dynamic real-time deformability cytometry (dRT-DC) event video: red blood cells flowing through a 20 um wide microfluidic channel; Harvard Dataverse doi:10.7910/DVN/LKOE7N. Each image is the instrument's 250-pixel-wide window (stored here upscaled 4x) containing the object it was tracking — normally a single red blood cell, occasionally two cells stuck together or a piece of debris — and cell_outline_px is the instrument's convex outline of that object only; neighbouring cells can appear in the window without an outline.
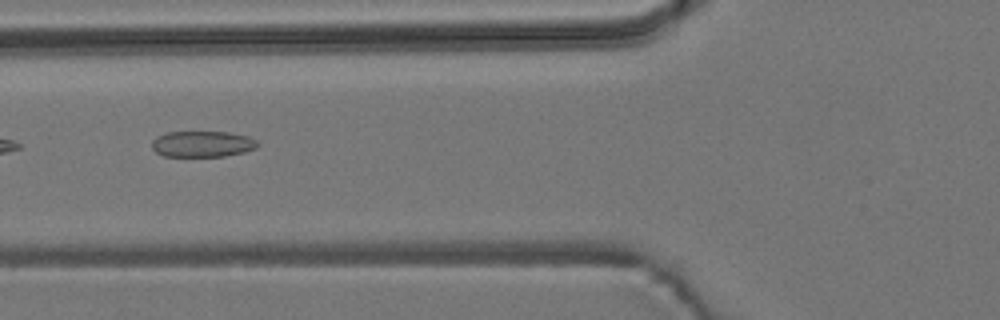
{"species": "common noctule bat (a hibernating species)", "species_latin": "Nyctalus noctula", "temperature_condition": "room temperature", "stored_images_in_passage": 7, "camera_frame_rate_fps": 3000, "um_per_image_px": 0.085, "animal": {"sex": "male", "body_mass_g": 19.2, "forearm_length_mm": 51.8}, "frame": {"image": 1, "passage_image": 5, "time_ms": 5.667, "image_size_px": [1000, 320], "cell_outline_px": [[260, 144], [256, 148], [244, 152], [224, 156], [164, 156], [156, 152], [152, 148], [152, 140], [156, 136], [168, 132], [228, 132], [248, 136], [256, 140]], "centroid_in_image_um": [17.21, 12.24], "position_along_channel_um": 108.6, "area_um2": 16.07}}
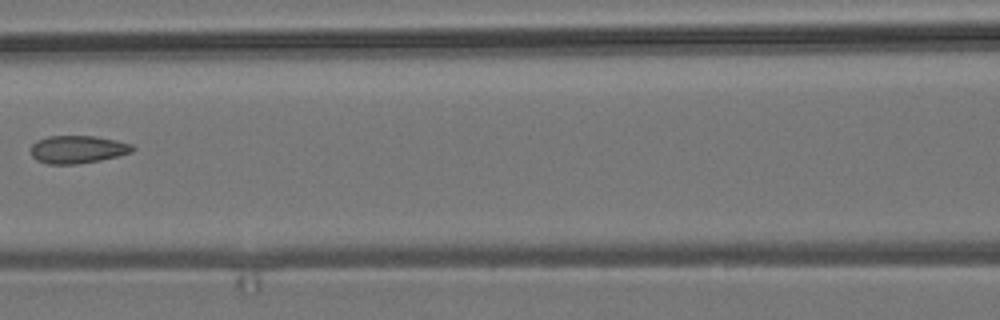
{"frame": {"image": 2, "passage_image": 6, "time_ms": 7.0, "image_size_px": [1000, 320], "cell_outline_px": [[136, 148], [132, 152], [120, 156], [100, 160], [76, 164], [48, 164], [36, 160], [32, 156], [32, 144], [36, 140], [48, 136], [96, 136], [116, 140], [132, 144]], "centroid_in_image_um": [6.62, 12.7], "position_along_channel_um": 160.0, "area_um2": 16.59}}
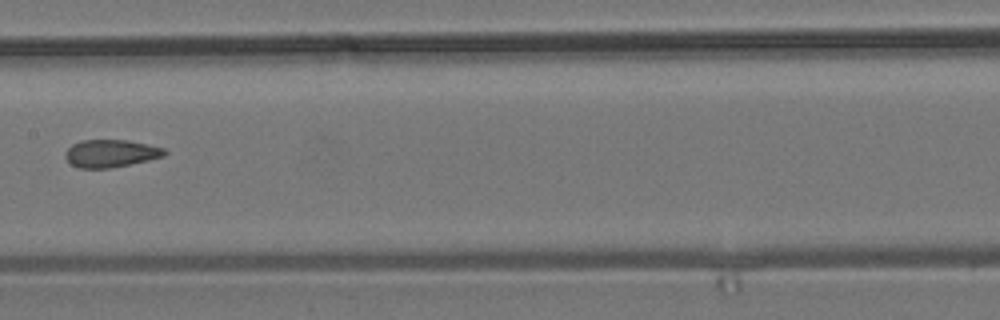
{"frame": {"image": 3, "passage_image": 7, "time_ms": 8.0, "image_size_px": [1000, 320], "cell_outline_px": [[168, 152], [164, 156], [148, 160], [108, 168], [80, 168], [72, 164], [64, 156], [64, 152], [72, 144], [80, 140], [128, 140], [164, 148]], "centroid_in_image_um": [9.4, 13.03], "position_along_channel_um": 198.0, "area_um2": 15.84}}